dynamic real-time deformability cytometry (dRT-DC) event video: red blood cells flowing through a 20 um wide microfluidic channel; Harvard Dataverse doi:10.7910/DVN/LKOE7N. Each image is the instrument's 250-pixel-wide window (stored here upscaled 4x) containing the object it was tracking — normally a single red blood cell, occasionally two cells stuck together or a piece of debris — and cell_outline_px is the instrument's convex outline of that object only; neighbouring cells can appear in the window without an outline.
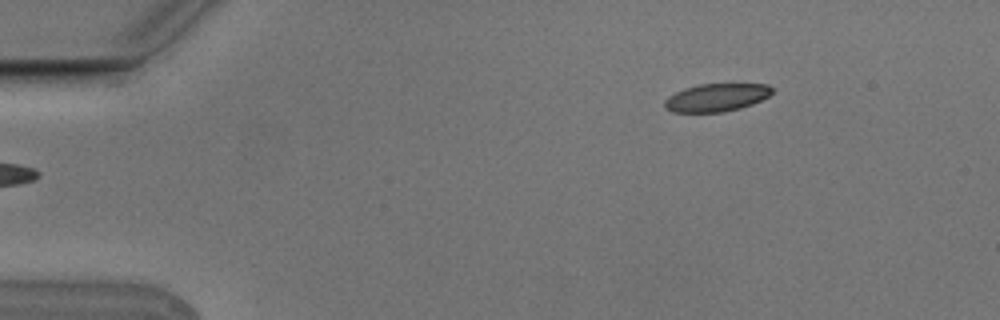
{"species": "Egyptian fruit bat (a non-hibernating species)", "species_latin": "Rousettus aegyptiacus", "temperature_condition": "cold", "stored_images_in_passage": 6, "camera_frame_rate_fps": 3000, "um_per_image_px": 0.085, "animal": {"sex": "male"}, "frame": {"image": 1, "passage_image": 1, "time_ms": 0.0, "image_size_px": [1000, 320], "cell_outline_px": [[776, 88], [768, 96], [752, 104], [740, 108], [720, 112], [672, 112], [664, 108], [664, 100], [668, 96], [684, 88], [700, 84], [768, 84]], "centroid_in_image_um": [60.89, 8.28], "position_along_channel_um": 24.1, "area_um2": 17.51}}
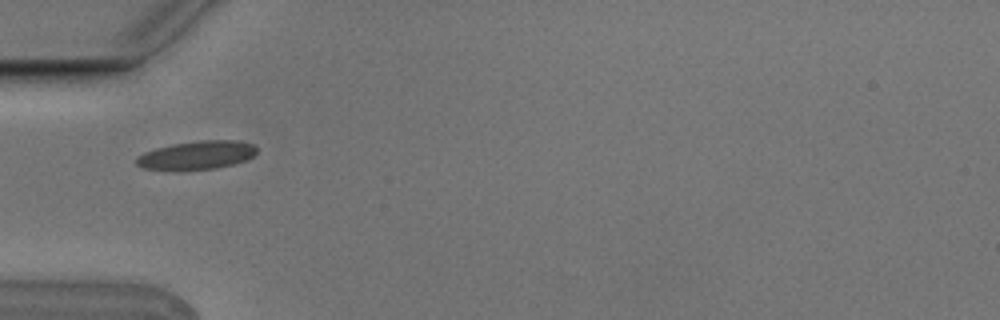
{"frame": {"image": 2, "passage_image": 4, "time_ms": 1.0, "image_size_px": [1000, 320], "cell_outline_px": [[256, 152], [252, 156], [244, 160], [232, 164], [216, 168], [176, 172], [140, 168], [136, 164], [136, 156], [144, 152], [156, 148], [172, 144], [200, 140], [240, 140], [252, 144], [256, 148]], "centroid_in_image_um": [16.64, 13.21], "position_along_channel_um": 68.4, "area_um2": 20.46}}
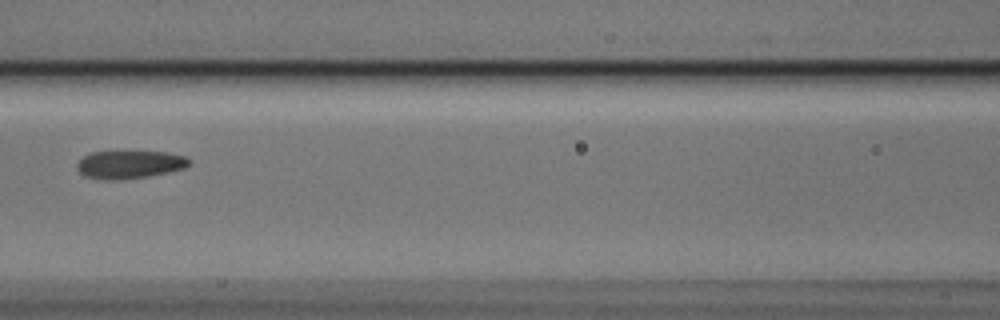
{"frame": {"image": 3, "passage_image": 6, "time_ms": 1.667, "image_size_px": [1000, 320], "cell_outline_px": [[192, 160], [184, 168], [168, 172], [148, 176], [120, 180], [104, 180], [84, 176], [76, 168], [76, 164], [84, 156], [92, 152], [164, 152], [184, 156]], "centroid_in_image_um": [10.99, 13.99], "position_along_channel_um": 155.6, "area_um2": 18.15}}